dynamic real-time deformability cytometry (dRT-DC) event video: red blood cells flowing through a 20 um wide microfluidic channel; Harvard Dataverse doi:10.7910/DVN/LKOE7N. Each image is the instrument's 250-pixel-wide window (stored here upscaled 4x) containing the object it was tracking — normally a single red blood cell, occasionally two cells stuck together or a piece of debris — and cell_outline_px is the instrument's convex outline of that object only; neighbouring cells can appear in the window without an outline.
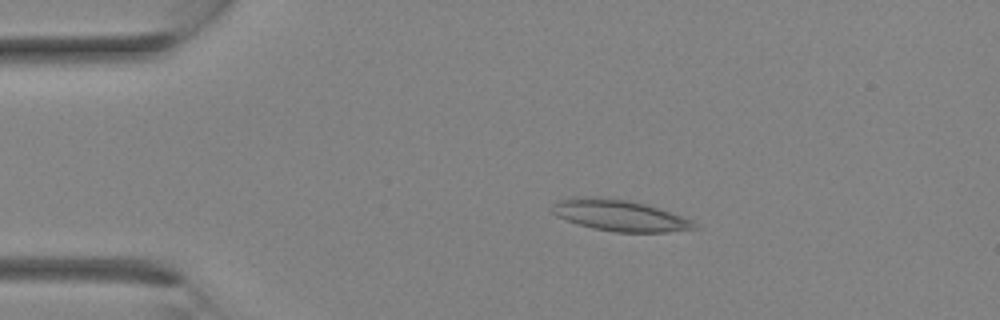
{"species": "Egyptian fruit bat (a non-hibernating species)", "species_latin": "Rousettus aegyptiacus", "temperature_condition": "room temperature", "stored_images_in_passage": 8, "camera_frame_rate_fps": 3000, "um_per_image_px": 0.085, "animal": {"sex": "female"}, "frame": {"image": 1, "passage_image": 5, "time_ms": 1.333, "image_size_px": [1000, 320], "cell_outline_px": [[700, 228], [668, 232], [616, 232], [596, 228], [580, 224], [556, 216], [552, 212], [552, 204], [556, 200], [580, 196], [596, 196], [628, 200], [660, 208], [692, 220]], "centroid_in_image_um": [52.67, 18.29], "position_along_channel_um": 32.3, "area_um2": 25.84}}